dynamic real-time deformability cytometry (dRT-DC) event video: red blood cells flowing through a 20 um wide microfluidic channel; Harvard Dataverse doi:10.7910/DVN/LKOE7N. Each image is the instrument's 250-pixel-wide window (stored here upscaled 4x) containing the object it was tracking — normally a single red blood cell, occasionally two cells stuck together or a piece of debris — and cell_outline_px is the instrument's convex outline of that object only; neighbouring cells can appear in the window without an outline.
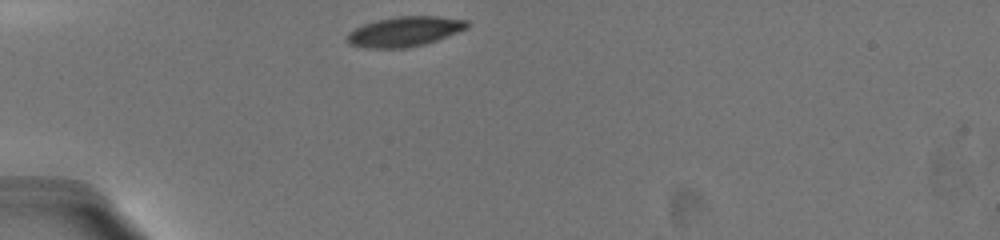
{"species": "common noctule bat (a hibernating species)", "species_latin": "Nyctalus noctula", "temperature_condition": "warm", "stored_images_in_passage": 32, "camera_frame_rate_fps": 3000, "um_per_image_px": 0.085, "animal": {"sex": "female", "body_mass_g": 19.5, "forearm_length_mm": 54.1}, "frame": {"image": 1, "passage_image": 1, "time_ms": 0.0, "image_size_px": [1000, 240], "cell_outline_px": [[468, 28], [436, 40], [424, 44], [404, 48], [364, 48], [348, 44], [348, 32], [364, 24], [376, 20], [396, 16], [436, 16], [468, 20]], "centroid_in_image_um": [34.38, 2.68], "position_along_channel_um": 50.6, "area_um2": 20.81}}
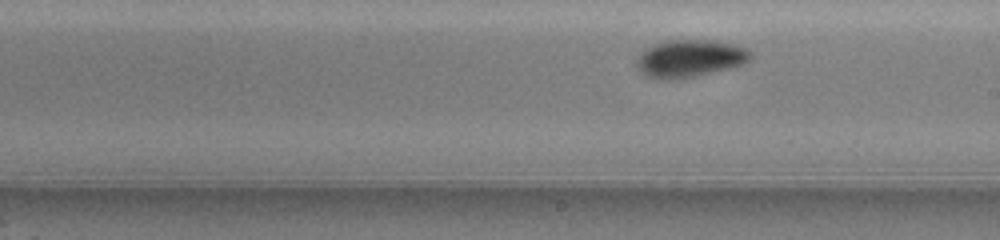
{"frame": {"image": 2, "passage_image": 18, "time_ms": 5.667, "image_size_px": [1000, 240], "cell_outline_px": [[752, 60], [728, 68], [696, 76], [672, 80], [656, 80], [644, 76], [636, 68], [636, 60], [640, 52], [644, 48], [652, 44], [664, 40], [712, 40], [732, 44], [744, 48], [752, 52]], "centroid_in_image_um": [58.54, 4.98], "position_along_channel_um": 230.5, "area_um2": 25.26}}
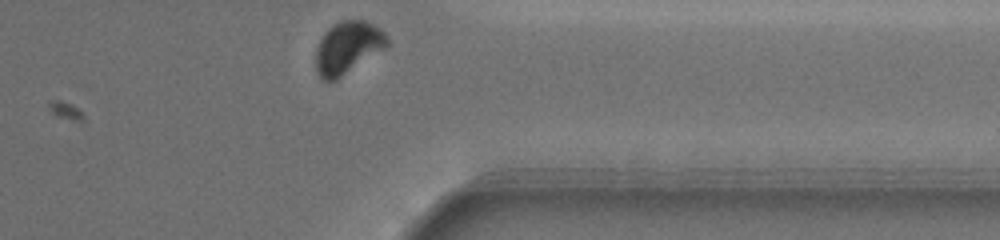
{"frame": {"image": 3, "passage_image": 32, "time_ms": 10.0, "image_size_px": [1000, 240], "cell_outline_px": [[388, 44], [384, 48], [336, 80], [320, 80], [316, 72], [316, 48], [324, 32], [332, 24], [344, 20], [364, 20], [380, 28], [388, 36]], "centroid_in_image_um": [29.53, 4.03], "position_along_channel_um": 381.9, "area_um2": 21.62}, "authors_computed_cell_mechanics": {"area_um2": 24.1893, "velocity_mm_per_s": 3.5697, "shape_relaxation_time_tau1_ms": 1.4781, "shape_relaxation_time_tau2_ms": null, "deformation_change_tau1": 0.1074, "deformation_change_tau2": null}}